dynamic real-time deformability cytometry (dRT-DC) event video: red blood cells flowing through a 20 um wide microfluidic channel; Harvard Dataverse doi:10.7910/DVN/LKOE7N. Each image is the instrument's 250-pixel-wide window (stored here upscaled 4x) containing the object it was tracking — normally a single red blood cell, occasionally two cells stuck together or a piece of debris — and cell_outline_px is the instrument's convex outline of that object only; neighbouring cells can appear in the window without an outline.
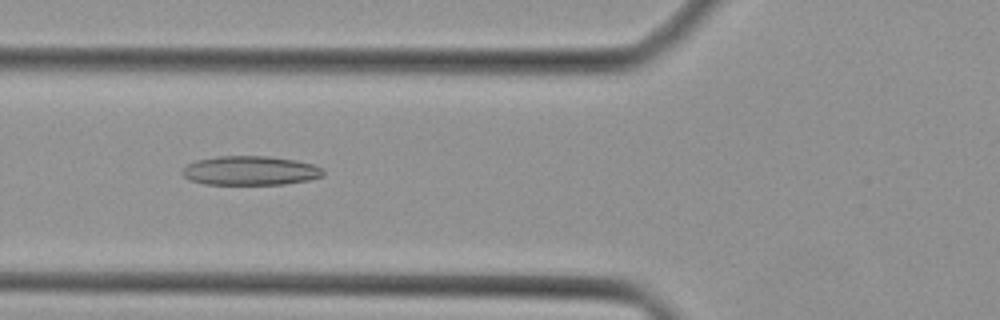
{"species": "Egyptian fruit bat (a non-hibernating species)", "species_latin": "Rousettus aegyptiacus", "temperature_condition": "cold", "stored_images_in_passage": 31, "camera_frame_rate_fps": 3000, "um_per_image_px": 0.085, "animal": {"sex": "female"}, "frame": {"image": 1, "passage_image": 5, "time_ms": 1.333, "image_size_px": [1000, 320], "cell_outline_px": [[324, 176], [308, 180], [284, 184], [204, 184], [192, 180], [184, 176], [180, 172], [188, 164], [196, 160], [216, 156], [268, 156], [296, 160], [312, 164], [324, 168]], "centroid_in_image_um": [21.3, 14.5], "position_along_channel_um": 104.5, "area_um2": 23.99}}
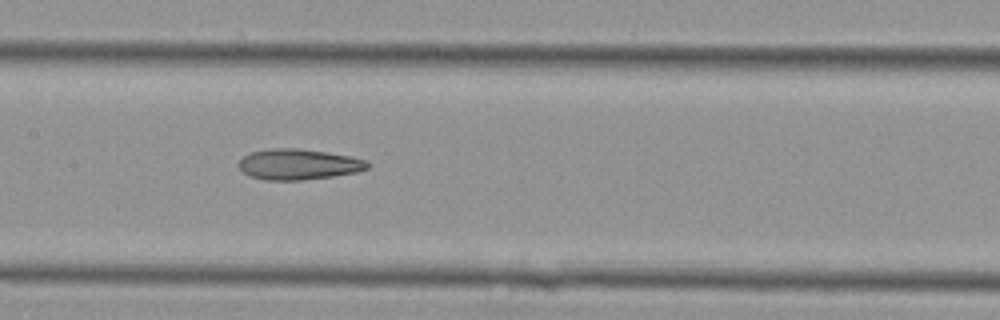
{"frame": {"image": 2, "passage_image": 10, "time_ms": 3.0, "image_size_px": [1000, 320], "cell_outline_px": [[368, 168], [356, 172], [332, 176], [304, 180], [264, 180], [248, 176], [236, 164], [244, 156], [252, 152], [272, 148], [296, 148], [324, 152], [348, 156], [364, 160], [368, 164]], "centroid_in_image_um": [25.31, 13.98], "position_along_channel_um": 182.1, "area_um2": 22.77}}
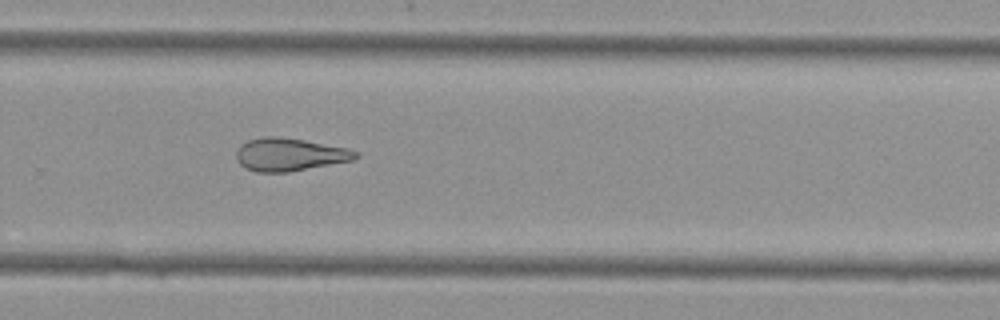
{"frame": {"image": 3, "passage_image": 18, "time_ms": 5.667, "image_size_px": [1000, 320], "cell_outline_px": [[360, 156], [352, 160], [288, 172], [256, 172], [244, 168], [236, 160], [236, 152], [240, 144], [248, 140], [264, 136], [276, 136], [304, 140], [348, 148], [356, 152]], "centroid_in_image_um": [24.56, 13.13], "position_along_channel_um": 305.2, "area_um2": 22.83}}